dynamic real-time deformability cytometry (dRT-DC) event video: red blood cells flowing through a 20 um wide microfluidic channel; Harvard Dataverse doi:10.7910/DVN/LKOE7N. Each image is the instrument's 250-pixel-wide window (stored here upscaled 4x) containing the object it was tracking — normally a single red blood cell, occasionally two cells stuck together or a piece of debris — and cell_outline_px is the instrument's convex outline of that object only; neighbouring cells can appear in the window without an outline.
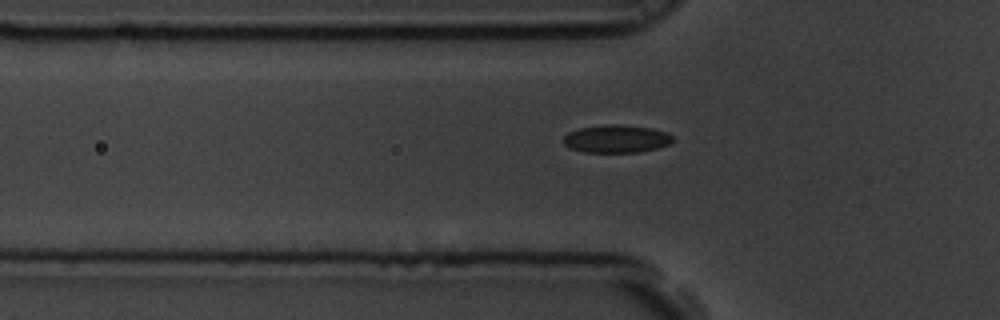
{"species": "common noctule bat (a hibernating species)", "species_latin": "Nyctalus noctula", "temperature_condition": "room temperature", "stored_images_in_passage": 39, "camera_frame_rate_fps": 3000, "um_per_image_px": 0.085, "animal": {"sex": "male", "body_mass_g": 19.5, "forearm_length_mm": 54.6}, "frame": {"image": 1, "passage_image": 6, "time_ms": 1.667, "image_size_px": [1000, 320], "cell_outline_px": [[672, 140], [668, 144], [656, 148], [640, 152], [584, 152], [568, 148], [564, 144], [564, 136], [568, 132], [580, 128], [604, 124], [620, 124], [652, 128], [664, 132], [672, 136]], "centroid_in_image_um": [52.34, 11.79], "position_along_channel_um": 73.5, "area_um2": 17.69}}
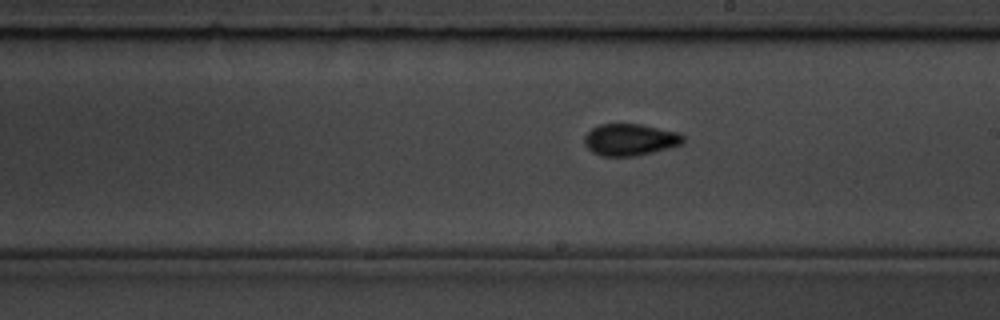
{"frame": {"image": 2, "passage_image": 20, "time_ms": 6.333, "image_size_px": [1000, 320], "cell_outline_px": [[684, 144], [636, 156], [600, 156], [592, 152], [584, 144], [584, 136], [592, 128], [600, 124], [640, 124], [680, 132], [684, 136]], "centroid_in_image_um": [53.57, 11.87], "position_along_channel_um": 235.4, "area_um2": 18.44}}
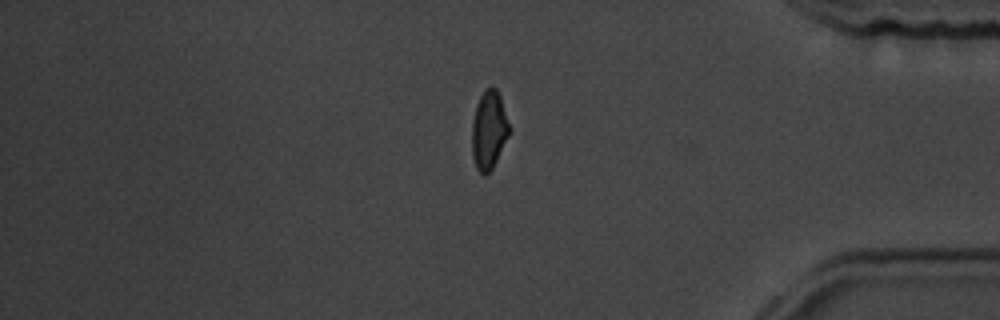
{"frame": {"image": 3, "passage_image": 36, "time_ms": 11.667, "image_size_px": [1000, 320], "cell_outline_px": [[508, 136], [492, 168], [484, 176], [476, 168], [472, 156], [472, 120], [476, 104], [480, 96], [488, 88], [496, 88], [500, 96], [508, 124]], "centroid_in_image_um": [41.52, 11.07], "position_along_channel_um": 393.7, "area_um2": 16.59}, "authors_computed_cell_mechanics": {"area_um2": 17.7446, "velocity_mm_per_s": 3.4634, "shape_relaxation_time_tau1_ms": 4.844, "shape_relaxation_time_tau2_ms": 1.3404, "deformation_change_tau1": 0.1375, "deformation_change_tau2": 0.0623}}